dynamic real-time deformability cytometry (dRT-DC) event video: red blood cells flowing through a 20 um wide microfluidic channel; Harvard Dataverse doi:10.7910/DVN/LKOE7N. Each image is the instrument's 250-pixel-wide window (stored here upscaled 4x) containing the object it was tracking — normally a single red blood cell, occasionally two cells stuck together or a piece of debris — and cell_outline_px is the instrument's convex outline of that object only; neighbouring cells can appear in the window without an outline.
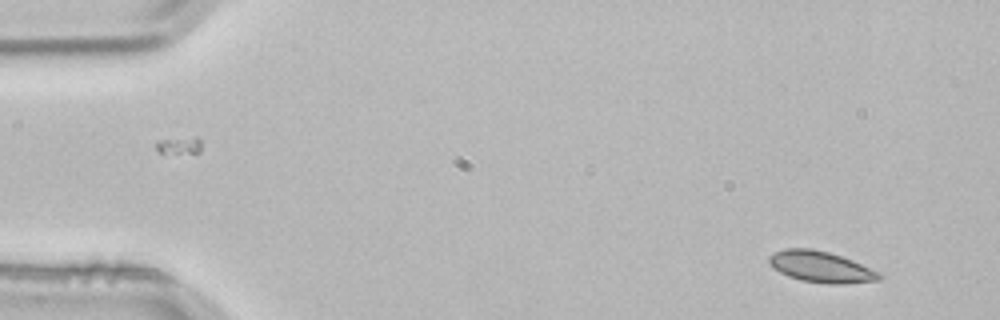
{"species": "common noctule bat (a hibernating species)", "species_latin": "Nyctalus noctula", "temperature_condition": "room temperature", "stored_images_in_passage": 3, "camera_frame_rate_fps": 3000, "um_per_image_px": 0.085, "animal": {"sex": "male", "body_mass_g": 21.5, "forearm_length_mm": 52.0}, "frame": {"image": 1, "passage_image": 3, "time_ms": 0.667, "image_size_px": [1000, 320], "cell_outline_px": [[884, 276], [880, 280], [844, 284], [828, 284], [800, 280], [788, 276], [772, 268], [768, 260], [768, 256], [784, 248], [812, 248], [828, 252], [852, 260], [880, 272]], "centroid_in_image_um": [69.78, 22.69], "position_along_channel_um": 15.2, "area_um2": 20.11}}